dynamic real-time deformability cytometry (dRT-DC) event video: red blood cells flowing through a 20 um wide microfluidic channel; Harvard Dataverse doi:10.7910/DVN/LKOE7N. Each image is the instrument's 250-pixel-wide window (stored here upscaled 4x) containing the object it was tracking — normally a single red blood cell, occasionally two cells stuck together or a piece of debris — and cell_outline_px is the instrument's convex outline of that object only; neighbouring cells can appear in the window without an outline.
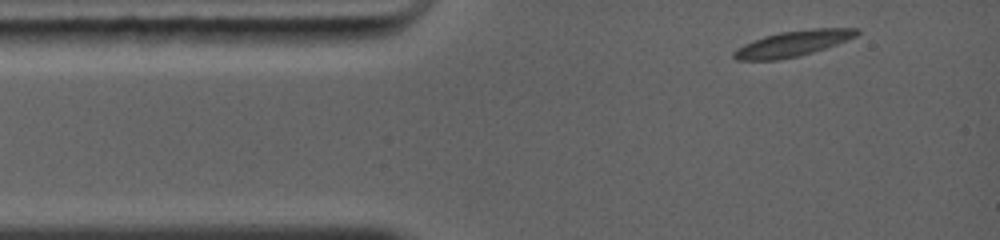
{"species": "common noctule bat (a hibernating species)", "species_latin": "Nyctalus noctula", "temperature_condition": "warm", "stored_images_in_passage": 26, "camera_frame_rate_fps": 5000, "um_per_image_px": 0.085, "animal": {"sex": "female", "body_mass_g": 19.0, "forearm_length_mm": 56.7}, "frame": {"image": 1, "passage_image": 1, "time_ms": 0.0, "image_size_px": [1000, 240], "cell_outline_px": [[860, 32], [856, 36], [848, 40], [800, 56], [776, 60], [736, 60], [732, 56], [732, 52], [736, 48], [744, 44], [764, 36], [780, 32], [812, 28], [860, 28]], "centroid_in_image_um": [67.39, 3.7], "position_along_channel_um": 17.6, "area_um2": 18.44}}
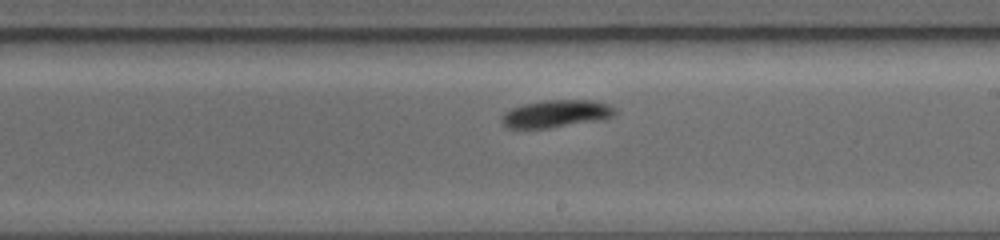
{"frame": {"image": 2, "passage_image": 15, "time_ms": 6.2, "image_size_px": [1000, 240], "cell_outline_px": [[616, 112], [612, 116], [604, 120], [548, 128], [508, 128], [500, 124], [500, 116], [504, 112], [512, 108], [524, 104], [544, 100], [592, 100], [608, 104], [616, 108]], "centroid_in_image_um": [47.25, 9.67], "position_along_channel_um": 241.7, "area_um2": 18.38}}
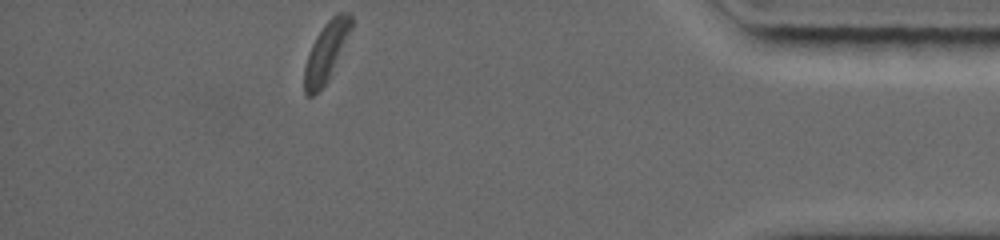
{"frame": {"image": 3, "passage_image": 26, "time_ms": 11.2, "image_size_px": [1000, 240], "cell_outline_px": [[352, 28], [328, 80], [312, 96], [304, 96], [304, 68], [312, 44], [316, 36], [324, 24], [336, 12], [348, 12], [352, 16]], "centroid_in_image_um": [27.72, 4.38], "position_along_channel_um": 407.5, "area_um2": 15.95}, "authors_computed_cell_mechanics": {"area_um2": 18.1492, "velocity_mm_per_s": 4.2667, "shape_relaxation_time_tau1_ms": 2.2877, "shape_relaxation_time_tau2_ms": null, "deformation_change_tau1": 0.1076, "deformation_change_tau2": null}}